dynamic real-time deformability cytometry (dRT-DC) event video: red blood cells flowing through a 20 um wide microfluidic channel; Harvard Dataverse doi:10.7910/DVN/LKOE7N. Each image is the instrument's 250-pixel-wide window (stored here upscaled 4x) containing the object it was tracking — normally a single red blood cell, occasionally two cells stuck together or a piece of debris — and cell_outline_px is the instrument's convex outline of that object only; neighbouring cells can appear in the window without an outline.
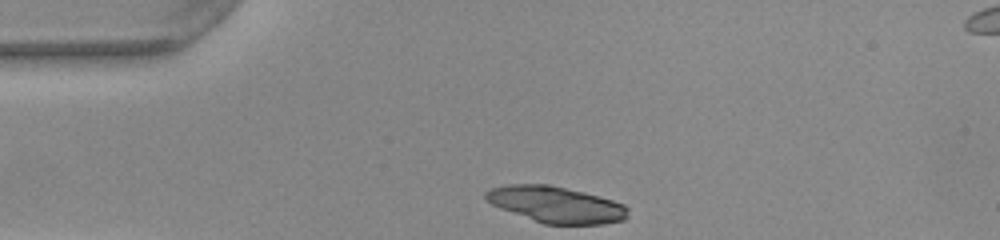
{"species": "common noctule bat (a hibernating species)", "species_latin": "Nyctalus noctula", "temperature_condition": "warm", "stored_images_in_passage": 30, "camera_frame_rate_fps": 3000, "um_per_image_px": 0.085, "animal": {"sex": "female", "body_mass_g": 22.0, "forearm_length_mm": 56.7}, "frame": {"image": 1, "passage_image": 1, "time_ms": 0.0, "image_size_px": [1000, 240], "cell_outline_px": [[628, 216], [624, 220], [604, 224], [544, 224], [500, 208], [492, 204], [484, 196], [484, 192], [492, 188], [508, 184], [548, 184], [584, 192], [612, 200], [624, 204], [628, 208]], "centroid_in_image_um": [47.28, 17.39], "position_along_channel_um": 37.7, "area_um2": 29.94}}
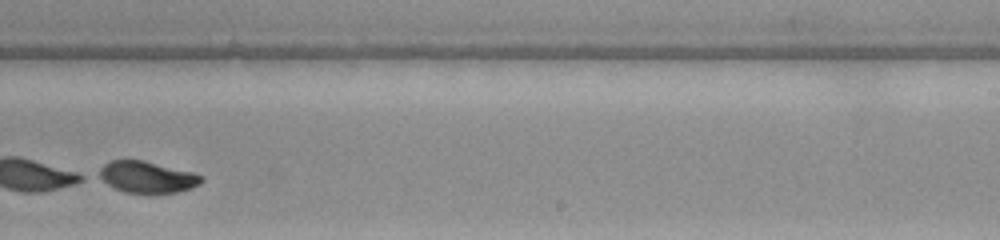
{"frame": {"image": 2, "passage_image": 22, "time_ms": 7.0, "image_size_px": [1000, 240], "cell_outline_px": [[204, 180], [200, 184], [192, 188], [176, 192], [124, 192], [92, 176], [104, 164], [112, 160], [140, 160], [192, 172], [200, 176]], "centroid_in_image_um": [12.42, 15.04], "position_along_channel_um": 276.6, "area_um2": 18.61}}
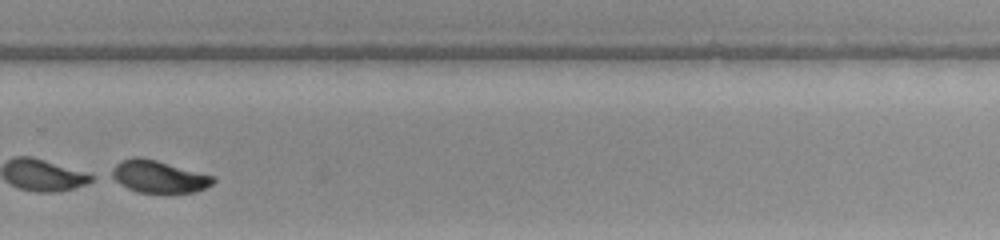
{"frame": {"image": 3, "passage_image": 25, "time_ms": 8.0, "image_size_px": [1000, 240], "cell_outline_px": [[216, 180], [212, 184], [204, 188], [192, 192], [136, 192], [120, 184], [108, 176], [112, 168], [120, 160], [136, 156], [156, 160], [216, 176]], "centroid_in_image_um": [13.45, 15.0], "position_along_channel_um": 316.3, "area_um2": 19.13}}